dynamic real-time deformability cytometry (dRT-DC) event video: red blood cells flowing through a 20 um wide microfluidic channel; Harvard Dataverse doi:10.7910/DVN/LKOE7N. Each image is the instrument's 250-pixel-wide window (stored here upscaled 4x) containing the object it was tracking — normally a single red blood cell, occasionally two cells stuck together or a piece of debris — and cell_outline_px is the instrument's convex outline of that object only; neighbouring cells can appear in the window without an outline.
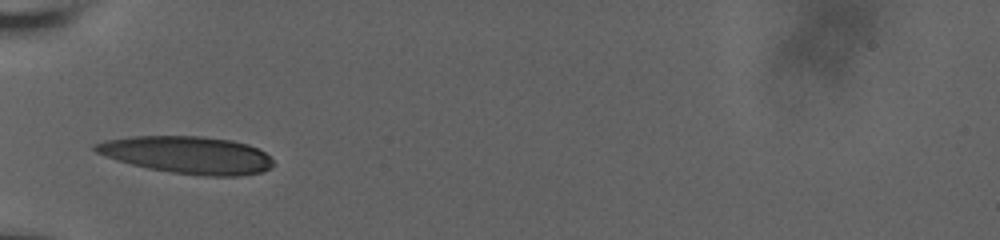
{"species": "human", "species_latin": "Homo sapiens", "temperature_condition": "room temperature", "stored_images_in_passage": 5, "camera_frame_rate_fps": 3000, "um_per_image_px": 0.085, "donor": {"sex": "male"}, "frame": {"image": 1, "passage_image": 1, "time_ms": 0.0, "image_size_px": [1000, 240], "cell_outline_px": [[272, 164], [268, 168], [260, 172], [240, 176], [204, 176], [172, 172], [148, 168], [132, 164], [96, 152], [92, 148], [92, 144], [104, 140], [132, 136], [200, 136], [232, 140], [248, 144], [264, 152], [272, 160]], "centroid_in_image_um": [15.92, 13.16], "position_along_channel_um": 69.1, "area_um2": 38.38}}
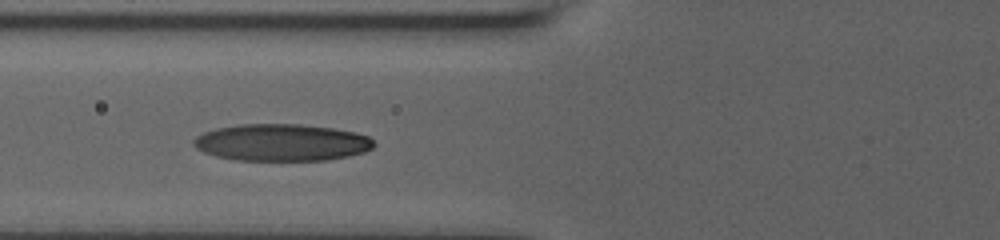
{"frame": {"image": 2, "passage_image": 4, "time_ms": 1.0, "image_size_px": [1000, 240], "cell_outline_px": [[376, 144], [372, 148], [364, 152], [348, 156], [328, 160], [236, 160], [216, 156], [204, 152], [196, 148], [192, 144], [192, 140], [196, 136], [204, 132], [216, 128], [240, 124], [300, 124], [332, 128], [356, 132], [368, 136]], "centroid_in_image_um": [23.93, 12.11], "position_along_channel_um": 101.9, "area_um2": 38.96}}